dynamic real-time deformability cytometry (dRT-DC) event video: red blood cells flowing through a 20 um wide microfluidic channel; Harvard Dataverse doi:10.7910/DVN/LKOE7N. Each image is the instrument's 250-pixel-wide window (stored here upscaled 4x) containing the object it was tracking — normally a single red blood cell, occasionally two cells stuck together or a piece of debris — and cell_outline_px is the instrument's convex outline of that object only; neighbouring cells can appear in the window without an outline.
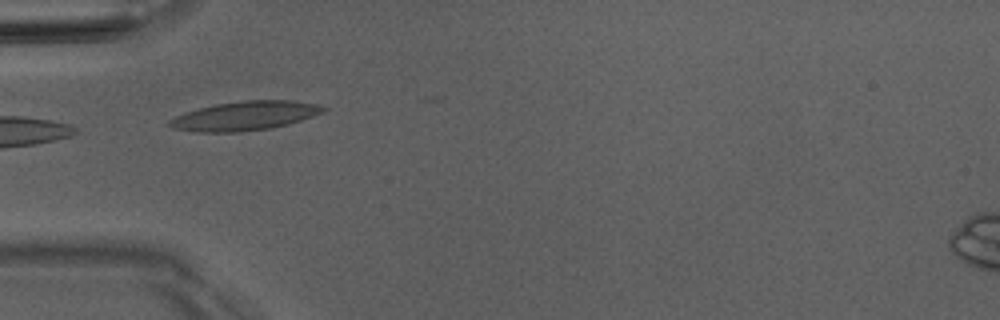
{"species": "Egyptian fruit bat (a non-hibernating species)", "species_latin": "Rousettus aegyptiacus", "temperature_condition": "room temperature", "stored_images_in_passage": 4, "camera_frame_rate_fps": 3000, "um_per_image_px": 0.085, "animal": {"sex": "male"}, "frame": {"image": 1, "passage_image": 1, "time_ms": 0.0, "image_size_px": [1000, 320], "cell_outline_px": [[328, 108], [324, 112], [288, 124], [272, 128], [240, 132], [196, 132], [172, 128], [164, 124], [168, 120], [176, 116], [200, 108], [216, 104], [244, 100], [288, 100], [316, 104]], "centroid_in_image_um": [20.79, 9.86], "position_along_channel_um": 64.2, "area_um2": 26.01}}